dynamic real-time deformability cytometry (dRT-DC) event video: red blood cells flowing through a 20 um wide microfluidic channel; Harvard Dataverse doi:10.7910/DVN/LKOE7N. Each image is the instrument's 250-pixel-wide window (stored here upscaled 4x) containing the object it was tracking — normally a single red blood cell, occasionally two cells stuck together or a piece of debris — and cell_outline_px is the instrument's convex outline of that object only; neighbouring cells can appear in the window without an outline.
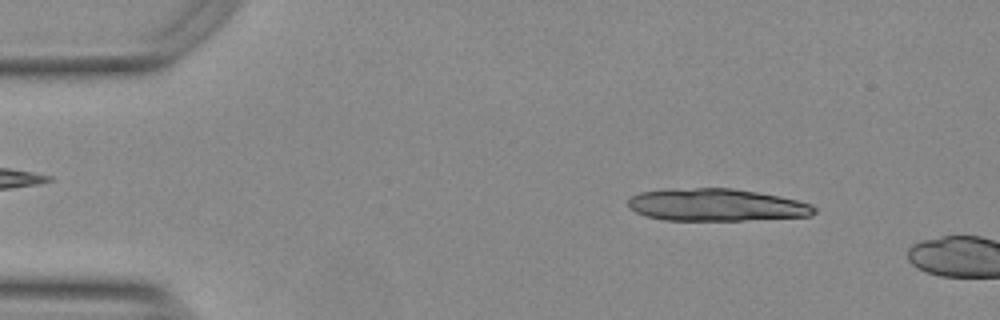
{"species": "Egyptian fruit bat (a non-hibernating species)", "species_latin": "Rousettus aegyptiacus", "temperature_condition": "warm", "stored_images_in_passage": 10, "camera_frame_rate_fps": 3000, "um_per_image_px": 0.085, "animal": {"sex": "female"}, "frame": {"image": 1, "passage_image": 7, "time_ms": 2.0, "image_size_px": [1000, 320], "cell_outline_px": [[816, 212], [812, 216], [744, 220], [664, 220], [648, 216], [636, 212], [628, 204], [628, 200], [632, 196], [640, 192], [672, 188], [732, 188], [780, 196], [812, 204], [816, 208]], "centroid_in_image_um": [60.91, 17.41], "position_along_channel_um": 24.1, "area_um2": 35.08}}